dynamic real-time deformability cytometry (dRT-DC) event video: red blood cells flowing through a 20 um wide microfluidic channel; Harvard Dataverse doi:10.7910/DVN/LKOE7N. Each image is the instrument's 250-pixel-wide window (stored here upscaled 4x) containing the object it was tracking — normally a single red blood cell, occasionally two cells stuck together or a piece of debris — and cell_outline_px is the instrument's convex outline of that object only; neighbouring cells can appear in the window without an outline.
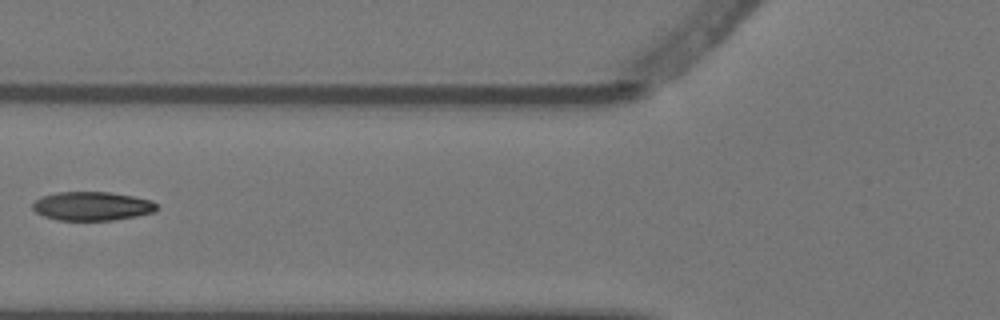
{"species": "Egyptian fruit bat (a non-hibernating species)", "species_latin": "Rousettus aegyptiacus", "temperature_condition": "warm", "stored_images_in_passage": 2, "camera_frame_rate_fps": 3000, "um_per_image_px": 0.085, "animal": {"sex": "female"}, "frame": {"image": 1, "passage_image": 2, "time_ms": 0.333, "image_size_px": [1000, 320], "cell_outline_px": [[156, 212], [116, 220], [56, 220], [44, 216], [36, 212], [32, 208], [32, 204], [40, 196], [56, 192], [108, 192], [132, 196], [152, 200], [156, 204]], "centroid_in_image_um": [7.81, 17.52], "position_along_channel_um": 118.0, "area_um2": 20.92}}